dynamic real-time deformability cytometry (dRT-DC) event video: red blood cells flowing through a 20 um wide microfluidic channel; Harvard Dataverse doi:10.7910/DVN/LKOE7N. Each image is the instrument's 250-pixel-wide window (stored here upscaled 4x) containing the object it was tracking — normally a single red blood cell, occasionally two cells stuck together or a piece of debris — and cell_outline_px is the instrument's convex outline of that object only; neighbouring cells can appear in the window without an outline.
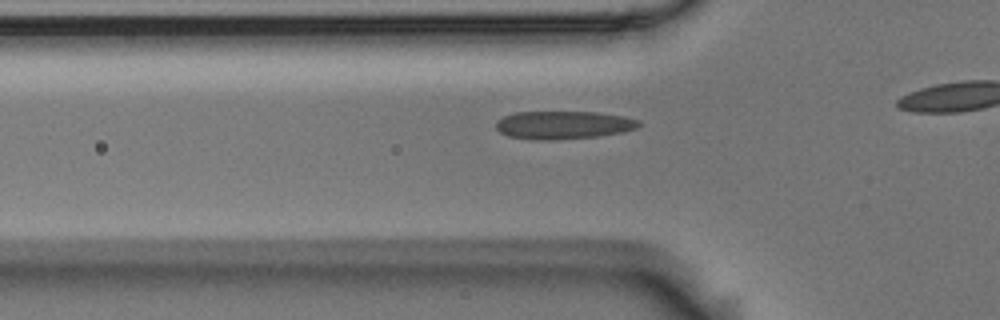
{"species": "Egyptian fruit bat (a non-hibernating species)", "species_latin": "Rousettus aegyptiacus", "temperature_condition": "room temperature", "stored_images_in_passage": 9, "camera_frame_rate_fps": 3000, "um_per_image_px": 0.085, "animal": {"sex": "male"}, "frame": {"image": 1, "passage_image": 3, "time_ms": 0.667, "image_size_px": [1000, 320], "cell_outline_px": [[640, 124], [636, 128], [620, 132], [600, 136], [552, 140], [532, 140], [508, 136], [500, 132], [496, 128], [496, 120], [504, 116], [516, 112], [596, 112], [624, 116], [640, 120]], "centroid_in_image_um": [47.86, 10.62], "position_along_channel_um": 77.9, "area_um2": 23.41}}
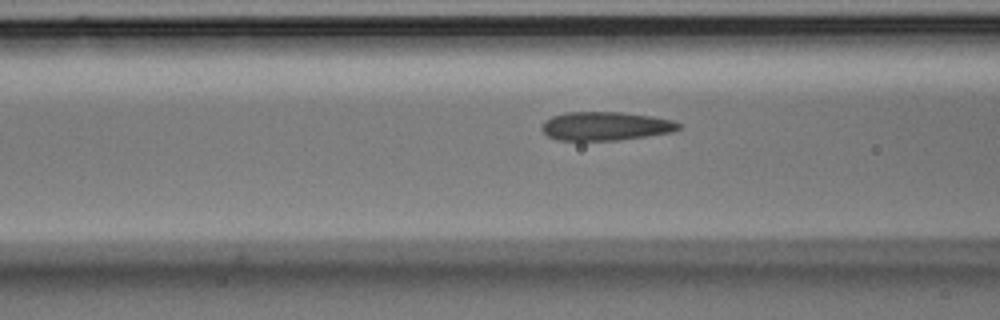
{"frame": {"image": 2, "passage_image": 6, "time_ms": 1.667, "image_size_px": [1000, 320], "cell_outline_px": [[680, 128], [672, 132], [648, 136], [620, 140], [556, 140], [548, 136], [540, 128], [544, 120], [552, 116], [564, 112], [620, 112], [652, 116], [672, 120], [680, 124]], "centroid_in_image_um": [51.44, 10.72], "position_along_channel_um": 115.2, "area_um2": 22.95}}